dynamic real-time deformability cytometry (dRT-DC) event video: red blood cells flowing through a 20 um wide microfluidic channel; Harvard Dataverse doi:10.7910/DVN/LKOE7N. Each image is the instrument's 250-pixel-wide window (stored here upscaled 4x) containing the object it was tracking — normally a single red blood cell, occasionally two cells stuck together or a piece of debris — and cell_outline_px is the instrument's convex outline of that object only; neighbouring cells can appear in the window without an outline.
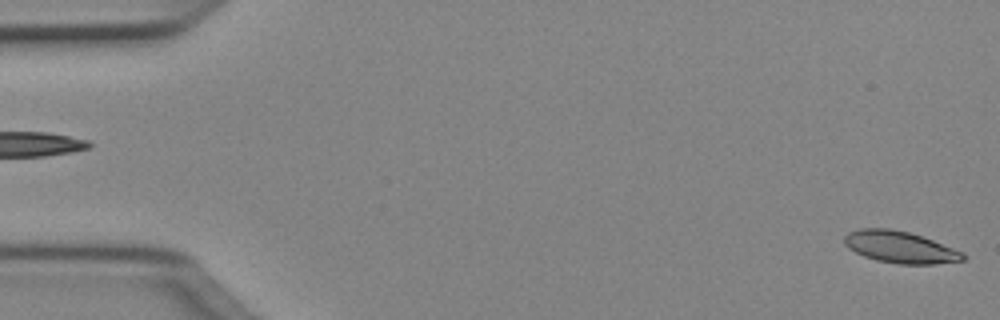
{"species": "Egyptian fruit bat (a non-hibernating species)", "species_latin": "Rousettus aegyptiacus", "temperature_condition": "cold", "stored_images_in_passage": 50, "camera_frame_rate_fps": 3000, "um_per_image_px": 0.085, "animal": {"sex": "female"}, "frame": {"image": 1, "passage_image": 1, "time_ms": 0.0, "image_size_px": [1000, 320], "cell_outline_px": [[968, 256], [964, 260], [936, 264], [900, 264], [876, 260], [864, 256], [848, 248], [844, 244], [844, 236], [848, 232], [860, 228], [888, 228], [908, 232], [932, 240], [964, 252]], "centroid_in_image_um": [76.51, 21.01], "position_along_channel_um": 8.5, "area_um2": 21.96}}
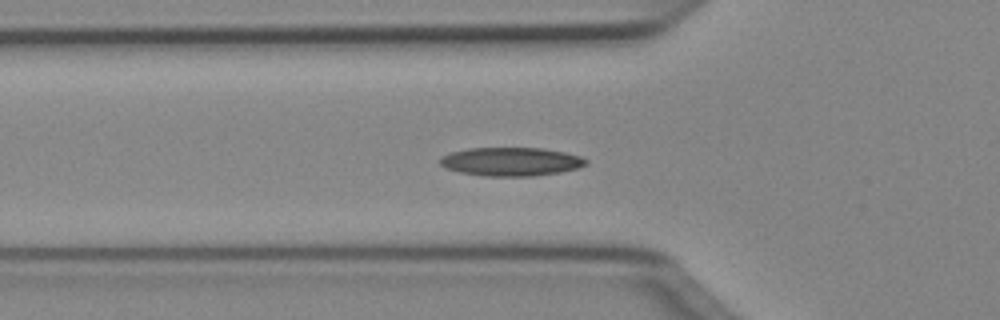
{"frame": {"image": 2, "passage_image": 17, "time_ms": 5.333, "image_size_px": [1000, 320], "cell_outline_px": [[588, 164], [576, 168], [560, 172], [532, 176], [484, 176], [460, 172], [448, 168], [440, 164], [440, 156], [452, 152], [468, 148], [544, 148], [564, 152], [580, 156], [588, 160]], "centroid_in_image_um": [43.45, 13.73], "position_along_channel_um": 82.4, "area_um2": 24.22}}
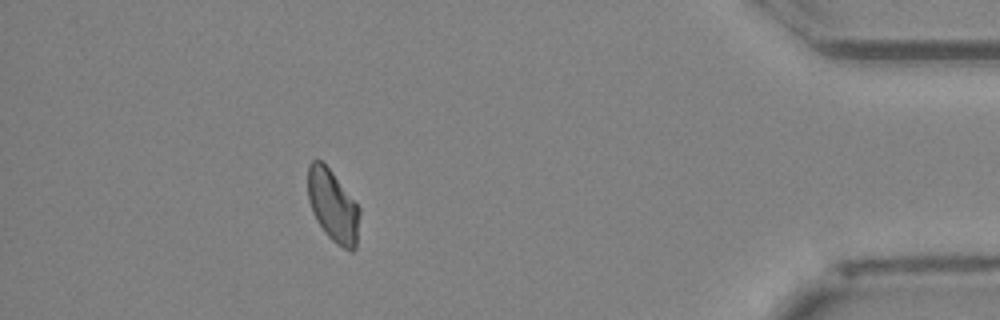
{"frame": {"image": 3, "passage_image": 45, "time_ms": 14.667, "image_size_px": [1000, 320], "cell_outline_px": [[360, 212], [356, 248], [352, 252], [336, 244], [328, 236], [316, 220], [312, 212], [308, 200], [308, 164], [312, 160], [320, 160], [332, 172], [360, 208]], "centroid_in_image_um": [28.29, 17.52], "position_along_channel_um": 406.9, "area_um2": 21.62}, "authors_computed_cell_mechanics": {"area_um2": 22.4553, "velocity_mm_per_s": 4.0266, "shape_relaxation_time_tau1_ms": 9.0581, "shape_relaxation_time_tau2_ms": null, "deformation_change_tau1": 0.1622, "deformation_change_tau2": null}}